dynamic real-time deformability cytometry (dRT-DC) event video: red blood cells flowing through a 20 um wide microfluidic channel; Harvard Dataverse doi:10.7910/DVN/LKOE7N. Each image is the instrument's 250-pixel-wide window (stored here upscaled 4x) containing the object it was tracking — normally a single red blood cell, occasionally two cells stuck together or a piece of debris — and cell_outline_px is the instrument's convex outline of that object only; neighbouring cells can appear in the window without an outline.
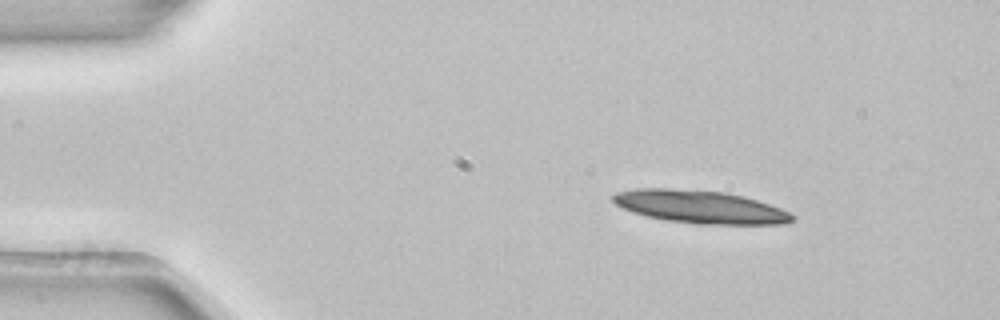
{"species": "common noctule bat (a hibernating species)", "species_latin": "Nyctalus noctula", "temperature_condition": "room temperature", "stored_images_in_passage": 2, "camera_frame_rate_fps": 3000, "um_per_image_px": 0.085, "animal": {"sex": "female", "body_mass_g": 22.7, "forearm_length_mm": 54.2}, "frame": {"image": 1, "passage_image": 1, "time_ms": 0.0, "image_size_px": [1000, 320], "cell_outline_px": [[792, 220], [788, 224], [696, 224], [668, 220], [648, 216], [632, 212], [616, 204], [612, 200], [612, 196], [616, 192], [636, 188], [668, 188], [724, 192], [744, 196], [780, 208], [788, 212], [792, 216]], "centroid_in_image_um": [59.49, 17.58], "position_along_channel_um": 25.5, "area_um2": 34.04}}